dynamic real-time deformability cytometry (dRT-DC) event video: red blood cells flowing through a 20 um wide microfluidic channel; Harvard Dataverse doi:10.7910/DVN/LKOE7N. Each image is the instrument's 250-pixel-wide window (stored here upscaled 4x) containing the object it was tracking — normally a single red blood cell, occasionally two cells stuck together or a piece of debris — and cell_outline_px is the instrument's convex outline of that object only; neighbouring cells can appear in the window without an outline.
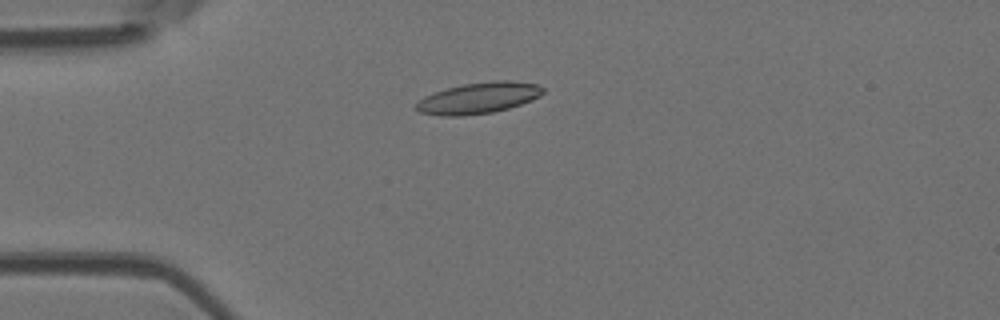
{"species": "Egyptian fruit bat (a non-hibernating species)", "species_latin": "Rousettus aegyptiacus", "temperature_condition": "room temperature", "stored_images_in_passage": 53, "camera_frame_rate_fps": 3000, "um_per_image_px": 0.085, "animal": {"sex": "female"}, "frame": {"image": 1, "passage_image": 14, "time_ms": 4.333, "image_size_px": [1000, 320], "cell_outline_px": [[544, 92], [540, 96], [520, 104], [508, 108], [492, 112], [460, 116], [440, 116], [420, 112], [416, 108], [416, 104], [424, 96], [448, 88], [464, 84], [496, 80], [508, 80], [536, 84], [544, 88]], "centroid_in_image_um": [40.68, 8.33], "position_along_channel_um": 44.3, "area_um2": 22.72}}
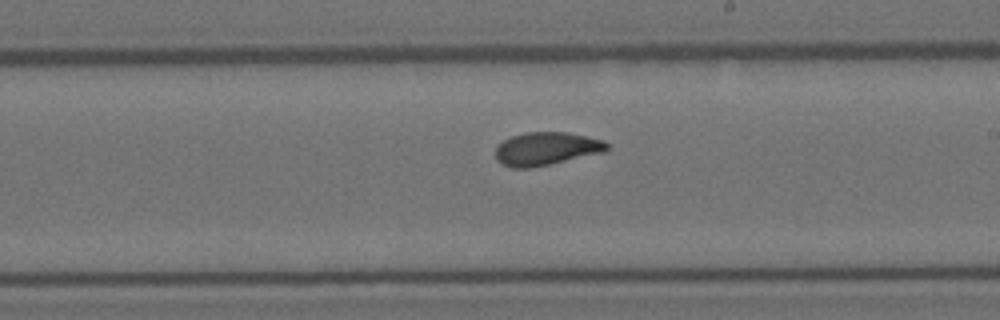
{"frame": {"image": 2, "passage_image": 31, "time_ms": 10.0, "image_size_px": [1000, 320], "cell_outline_px": [[608, 152], [532, 168], [512, 168], [500, 164], [496, 160], [496, 148], [504, 140], [512, 136], [524, 132], [568, 132], [604, 140], [608, 144]], "centroid_in_image_um": [46.47, 12.65], "position_along_channel_um": 242.5, "area_um2": 21.85}}
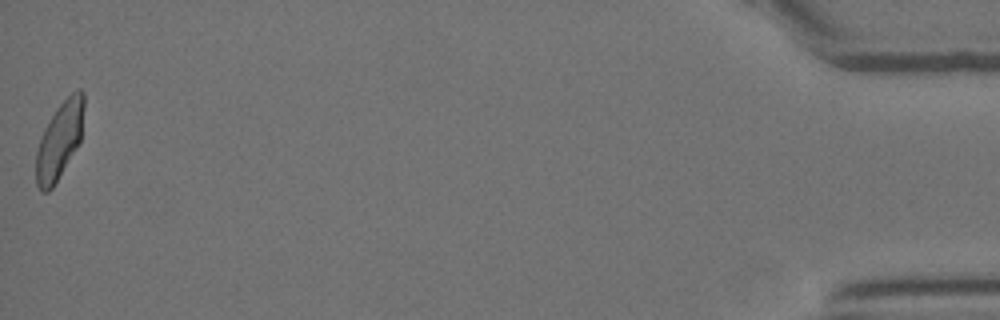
{"frame": {"image": 3, "passage_image": 53, "time_ms": 17.333, "image_size_px": [1000, 320], "cell_outline_px": [[84, 108], [80, 140], [76, 148], [52, 188], [48, 192], [40, 192], [36, 184], [36, 152], [40, 136], [44, 128], [56, 108], [72, 92], [80, 88], [84, 92]], "centroid_in_image_um": [5.04, 11.93], "position_along_channel_um": 430.2, "area_um2": 21.33}, "authors_computed_cell_mechanics": {"area_um2": 21.5594, "velocity_mm_per_s": 3.8802, "shape_relaxation_time_tau1_ms": 5.5769, "shape_relaxation_time_tau2_ms": 1.437, "deformation_change_tau1": 0.1766, "deformation_change_tau2": 0.0695}}